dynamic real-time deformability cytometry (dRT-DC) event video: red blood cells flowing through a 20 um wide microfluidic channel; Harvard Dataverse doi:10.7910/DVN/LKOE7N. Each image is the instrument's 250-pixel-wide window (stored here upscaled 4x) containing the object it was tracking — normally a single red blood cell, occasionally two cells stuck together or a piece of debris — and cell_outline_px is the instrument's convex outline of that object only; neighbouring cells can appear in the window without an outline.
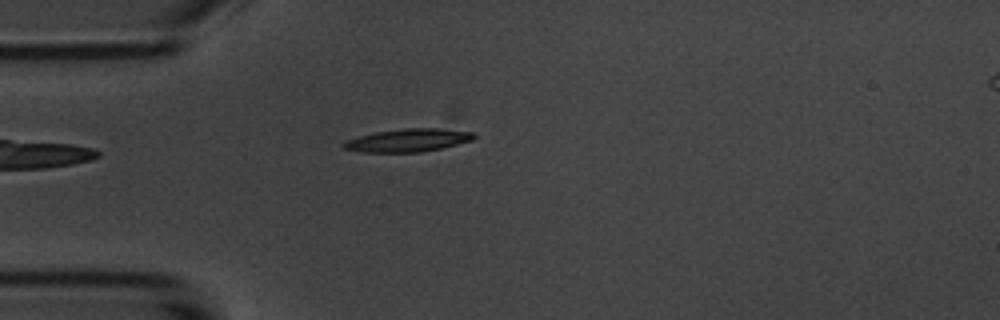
{"species": "common noctule bat (a hibernating species)", "species_latin": "Nyctalus noctula", "temperature_condition": "room temperature", "stored_images_in_passage": 7, "camera_frame_rate_fps": 3000, "um_per_image_px": 0.085, "animal": {"sex": "male", "body_mass_g": 20.1, "forearm_length_mm": 53.5}, "frame": {"image": 1, "passage_image": 5, "time_ms": 4.667, "image_size_px": [1000, 320], "cell_outline_px": [[476, 136], [472, 140], [440, 148], [420, 152], [364, 152], [344, 148], [340, 144], [348, 140], [360, 136], [376, 132], [404, 128], [436, 128], [476, 132]], "centroid_in_image_um": [34.71, 11.91], "position_along_channel_um": 50.3, "area_um2": 17.22}}